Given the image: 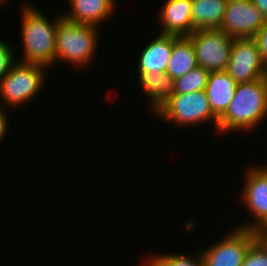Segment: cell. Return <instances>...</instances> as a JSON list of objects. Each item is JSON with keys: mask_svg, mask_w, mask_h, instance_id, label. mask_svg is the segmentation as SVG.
<instances>
[{"mask_svg": "<svg viewBox=\"0 0 267 266\" xmlns=\"http://www.w3.org/2000/svg\"><path fill=\"white\" fill-rule=\"evenodd\" d=\"M226 72L237 84L262 79L266 74L258 44L254 38H235Z\"/></svg>", "mask_w": 267, "mask_h": 266, "instance_id": "obj_7", "label": "cell"}, {"mask_svg": "<svg viewBox=\"0 0 267 266\" xmlns=\"http://www.w3.org/2000/svg\"><path fill=\"white\" fill-rule=\"evenodd\" d=\"M253 242L254 236L251 230L235 227L221 240L202 250L204 266H241Z\"/></svg>", "mask_w": 267, "mask_h": 266, "instance_id": "obj_8", "label": "cell"}, {"mask_svg": "<svg viewBox=\"0 0 267 266\" xmlns=\"http://www.w3.org/2000/svg\"><path fill=\"white\" fill-rule=\"evenodd\" d=\"M260 227L267 233V221Z\"/></svg>", "mask_w": 267, "mask_h": 266, "instance_id": "obj_27", "label": "cell"}, {"mask_svg": "<svg viewBox=\"0 0 267 266\" xmlns=\"http://www.w3.org/2000/svg\"><path fill=\"white\" fill-rule=\"evenodd\" d=\"M267 117V80L237 85L225 113L218 119L219 133L251 131Z\"/></svg>", "mask_w": 267, "mask_h": 266, "instance_id": "obj_1", "label": "cell"}, {"mask_svg": "<svg viewBox=\"0 0 267 266\" xmlns=\"http://www.w3.org/2000/svg\"><path fill=\"white\" fill-rule=\"evenodd\" d=\"M198 66L210 71H226L234 38L220 29H198L189 35Z\"/></svg>", "mask_w": 267, "mask_h": 266, "instance_id": "obj_6", "label": "cell"}, {"mask_svg": "<svg viewBox=\"0 0 267 266\" xmlns=\"http://www.w3.org/2000/svg\"><path fill=\"white\" fill-rule=\"evenodd\" d=\"M267 21V0H251Z\"/></svg>", "mask_w": 267, "mask_h": 266, "instance_id": "obj_25", "label": "cell"}, {"mask_svg": "<svg viewBox=\"0 0 267 266\" xmlns=\"http://www.w3.org/2000/svg\"><path fill=\"white\" fill-rule=\"evenodd\" d=\"M23 56L20 62L49 67L55 63L58 17L50 22L47 15L27 3L21 10Z\"/></svg>", "mask_w": 267, "mask_h": 266, "instance_id": "obj_2", "label": "cell"}, {"mask_svg": "<svg viewBox=\"0 0 267 266\" xmlns=\"http://www.w3.org/2000/svg\"><path fill=\"white\" fill-rule=\"evenodd\" d=\"M46 68L42 65L19 61L14 63L0 81V99L4 102L0 107H16L33 100L44 86Z\"/></svg>", "mask_w": 267, "mask_h": 266, "instance_id": "obj_4", "label": "cell"}, {"mask_svg": "<svg viewBox=\"0 0 267 266\" xmlns=\"http://www.w3.org/2000/svg\"><path fill=\"white\" fill-rule=\"evenodd\" d=\"M98 27L67 20L60 14L56 30V61H67L73 67L90 64L97 50Z\"/></svg>", "mask_w": 267, "mask_h": 266, "instance_id": "obj_3", "label": "cell"}, {"mask_svg": "<svg viewBox=\"0 0 267 266\" xmlns=\"http://www.w3.org/2000/svg\"><path fill=\"white\" fill-rule=\"evenodd\" d=\"M227 0H192V26L198 29H220Z\"/></svg>", "mask_w": 267, "mask_h": 266, "instance_id": "obj_16", "label": "cell"}, {"mask_svg": "<svg viewBox=\"0 0 267 266\" xmlns=\"http://www.w3.org/2000/svg\"><path fill=\"white\" fill-rule=\"evenodd\" d=\"M150 260L156 266H204L201 253L193 257L173 253L151 256Z\"/></svg>", "mask_w": 267, "mask_h": 266, "instance_id": "obj_19", "label": "cell"}, {"mask_svg": "<svg viewBox=\"0 0 267 266\" xmlns=\"http://www.w3.org/2000/svg\"><path fill=\"white\" fill-rule=\"evenodd\" d=\"M266 22L251 0H230L220 30L234 39L253 38Z\"/></svg>", "mask_w": 267, "mask_h": 266, "instance_id": "obj_9", "label": "cell"}, {"mask_svg": "<svg viewBox=\"0 0 267 266\" xmlns=\"http://www.w3.org/2000/svg\"><path fill=\"white\" fill-rule=\"evenodd\" d=\"M245 175L242 200L253 218L252 222L241 224L238 228L252 230L267 221V164L248 167Z\"/></svg>", "mask_w": 267, "mask_h": 266, "instance_id": "obj_10", "label": "cell"}, {"mask_svg": "<svg viewBox=\"0 0 267 266\" xmlns=\"http://www.w3.org/2000/svg\"><path fill=\"white\" fill-rule=\"evenodd\" d=\"M210 71L196 66L184 76L174 79L175 94L203 91L208 82Z\"/></svg>", "mask_w": 267, "mask_h": 266, "instance_id": "obj_18", "label": "cell"}, {"mask_svg": "<svg viewBox=\"0 0 267 266\" xmlns=\"http://www.w3.org/2000/svg\"><path fill=\"white\" fill-rule=\"evenodd\" d=\"M251 231L254 236V241L267 254V233L261 227L254 228Z\"/></svg>", "mask_w": 267, "mask_h": 266, "instance_id": "obj_23", "label": "cell"}, {"mask_svg": "<svg viewBox=\"0 0 267 266\" xmlns=\"http://www.w3.org/2000/svg\"><path fill=\"white\" fill-rule=\"evenodd\" d=\"M192 0H165L159 13L161 34L189 36L195 28L191 18Z\"/></svg>", "mask_w": 267, "mask_h": 266, "instance_id": "obj_11", "label": "cell"}, {"mask_svg": "<svg viewBox=\"0 0 267 266\" xmlns=\"http://www.w3.org/2000/svg\"><path fill=\"white\" fill-rule=\"evenodd\" d=\"M174 35L159 34L144 47L139 57V73H166Z\"/></svg>", "mask_w": 267, "mask_h": 266, "instance_id": "obj_12", "label": "cell"}, {"mask_svg": "<svg viewBox=\"0 0 267 266\" xmlns=\"http://www.w3.org/2000/svg\"><path fill=\"white\" fill-rule=\"evenodd\" d=\"M12 50V47L0 39V81L7 75L16 61L14 60L16 55Z\"/></svg>", "mask_w": 267, "mask_h": 266, "instance_id": "obj_21", "label": "cell"}, {"mask_svg": "<svg viewBox=\"0 0 267 266\" xmlns=\"http://www.w3.org/2000/svg\"><path fill=\"white\" fill-rule=\"evenodd\" d=\"M140 266H156V265L149 259V261L147 263L142 264Z\"/></svg>", "mask_w": 267, "mask_h": 266, "instance_id": "obj_26", "label": "cell"}, {"mask_svg": "<svg viewBox=\"0 0 267 266\" xmlns=\"http://www.w3.org/2000/svg\"><path fill=\"white\" fill-rule=\"evenodd\" d=\"M241 266H267V254L255 241L248 248Z\"/></svg>", "mask_w": 267, "mask_h": 266, "instance_id": "obj_20", "label": "cell"}, {"mask_svg": "<svg viewBox=\"0 0 267 266\" xmlns=\"http://www.w3.org/2000/svg\"><path fill=\"white\" fill-rule=\"evenodd\" d=\"M253 38L258 44L262 62L267 66V22Z\"/></svg>", "mask_w": 267, "mask_h": 266, "instance_id": "obj_22", "label": "cell"}, {"mask_svg": "<svg viewBox=\"0 0 267 266\" xmlns=\"http://www.w3.org/2000/svg\"><path fill=\"white\" fill-rule=\"evenodd\" d=\"M265 78H266V80H267V66H266V74H265Z\"/></svg>", "mask_w": 267, "mask_h": 266, "instance_id": "obj_28", "label": "cell"}, {"mask_svg": "<svg viewBox=\"0 0 267 266\" xmlns=\"http://www.w3.org/2000/svg\"><path fill=\"white\" fill-rule=\"evenodd\" d=\"M158 118L174 125L188 127L214 122L218 132V118L213 114L205 90L175 94L156 113Z\"/></svg>", "mask_w": 267, "mask_h": 266, "instance_id": "obj_5", "label": "cell"}, {"mask_svg": "<svg viewBox=\"0 0 267 266\" xmlns=\"http://www.w3.org/2000/svg\"><path fill=\"white\" fill-rule=\"evenodd\" d=\"M142 92L150 101L153 115L175 95L174 79L167 73H138ZM154 112V113H153Z\"/></svg>", "mask_w": 267, "mask_h": 266, "instance_id": "obj_15", "label": "cell"}, {"mask_svg": "<svg viewBox=\"0 0 267 266\" xmlns=\"http://www.w3.org/2000/svg\"><path fill=\"white\" fill-rule=\"evenodd\" d=\"M71 11L62 16L75 23L93 25L108 20L116 8V0H69Z\"/></svg>", "mask_w": 267, "mask_h": 266, "instance_id": "obj_13", "label": "cell"}, {"mask_svg": "<svg viewBox=\"0 0 267 266\" xmlns=\"http://www.w3.org/2000/svg\"><path fill=\"white\" fill-rule=\"evenodd\" d=\"M198 66L195 49L189 36H174L173 49L166 73L173 79L184 76Z\"/></svg>", "mask_w": 267, "mask_h": 266, "instance_id": "obj_17", "label": "cell"}, {"mask_svg": "<svg viewBox=\"0 0 267 266\" xmlns=\"http://www.w3.org/2000/svg\"><path fill=\"white\" fill-rule=\"evenodd\" d=\"M4 109L5 108L0 107V141L5 137L7 128L9 127V118L6 116L7 114L4 112Z\"/></svg>", "mask_w": 267, "mask_h": 266, "instance_id": "obj_24", "label": "cell"}, {"mask_svg": "<svg viewBox=\"0 0 267 266\" xmlns=\"http://www.w3.org/2000/svg\"><path fill=\"white\" fill-rule=\"evenodd\" d=\"M236 81L226 72H210L205 93L213 114L219 119L228 108L237 87Z\"/></svg>", "mask_w": 267, "mask_h": 266, "instance_id": "obj_14", "label": "cell"}]
</instances>
